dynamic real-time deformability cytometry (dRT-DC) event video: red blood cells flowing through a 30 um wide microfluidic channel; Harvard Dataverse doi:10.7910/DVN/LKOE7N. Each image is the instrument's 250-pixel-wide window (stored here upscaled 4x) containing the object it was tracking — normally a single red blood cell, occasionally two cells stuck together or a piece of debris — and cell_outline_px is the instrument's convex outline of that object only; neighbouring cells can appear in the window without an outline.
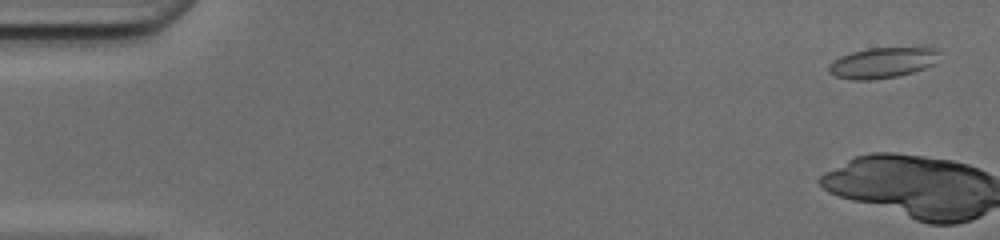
{"species": "common noctule bat (a hibernating species)", "species_latin": "Nyctalus noctula", "temperature_condition": "cold", "stored_images_in_passage": 5, "camera_frame_rate_fps": 3000, "um_per_image_px": 0.085, "animal": {"sex": "female", "body_mass_g": 17.0, "forearm_length_mm": 48.0}, "frame": {"image": 1, "passage_image": 2, "time_ms": 0.333, "image_size_px": [1000, 240], "cell_outline_px": [[940, 52], [936, 64], [912, 72], [896, 76], [868, 80], [852, 80], [836, 76], [828, 72], [828, 64], [832, 60], [840, 56], [852, 52], [868, 48], [936, 48]], "centroid_in_image_um": [74.99, 5.33], "position_along_channel_um": 10.0, "area_um2": 19.71}}